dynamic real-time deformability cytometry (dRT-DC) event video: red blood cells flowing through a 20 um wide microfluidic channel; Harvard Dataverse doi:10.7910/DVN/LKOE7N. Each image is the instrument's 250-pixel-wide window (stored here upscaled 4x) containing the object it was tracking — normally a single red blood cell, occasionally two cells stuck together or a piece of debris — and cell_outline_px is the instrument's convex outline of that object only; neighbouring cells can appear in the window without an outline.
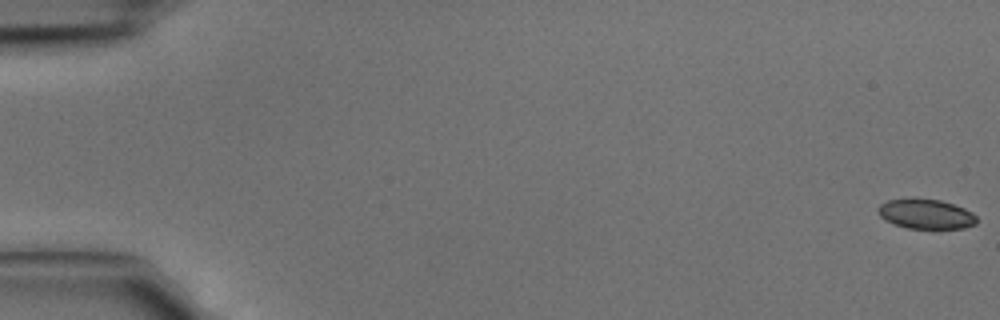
{"species": "common noctule bat (a hibernating species)", "species_latin": "Nyctalus noctula", "temperature_condition": "cold", "stored_images_in_passage": 4, "camera_frame_rate_fps": 3000, "um_per_image_px": 0.085, "animal": {"sex": "male", "body_mass_g": 15.6}, "frame": {"image": 1, "passage_image": 1, "time_ms": 0.0, "image_size_px": [1000, 320], "cell_outline_px": [[976, 224], [964, 228], [932, 232], [908, 228], [884, 220], [880, 216], [876, 208], [880, 204], [888, 200], [912, 196], [916, 196], [940, 200], [964, 208], [972, 212], [976, 216]], "centroid_in_image_um": [78.69, 18.21], "position_along_channel_um": 6.3, "area_um2": 18.26}}